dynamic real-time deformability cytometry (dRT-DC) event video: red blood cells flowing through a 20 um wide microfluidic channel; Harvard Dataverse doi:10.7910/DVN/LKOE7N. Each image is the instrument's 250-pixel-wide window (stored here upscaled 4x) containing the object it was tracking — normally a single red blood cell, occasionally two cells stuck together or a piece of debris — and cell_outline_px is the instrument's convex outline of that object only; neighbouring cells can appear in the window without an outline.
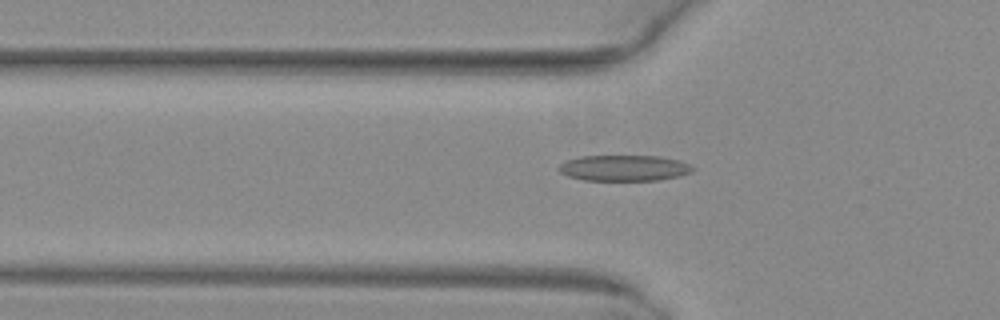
{"species": "common noctule bat (a hibernating species)", "species_latin": "Nyctalus noctula", "temperature_condition": "warm", "stored_images_in_passage": 36, "camera_frame_rate_fps": 3000, "um_per_image_px": 0.085, "animal": {"sex": "female", "body_mass_g": 29.2, "forearm_length_mm": 56.3}, "frame": {"image": 1, "passage_image": 2, "time_ms": 0.333, "image_size_px": [1000, 320], "cell_outline_px": [[692, 172], [680, 176], [656, 180], [584, 180], [568, 176], [560, 172], [556, 168], [564, 160], [580, 156], [660, 156], [680, 160], [688, 164], [692, 168]], "centroid_in_image_um": [53.0, 14.27], "position_along_channel_um": 72.8, "area_um2": 20.23}}
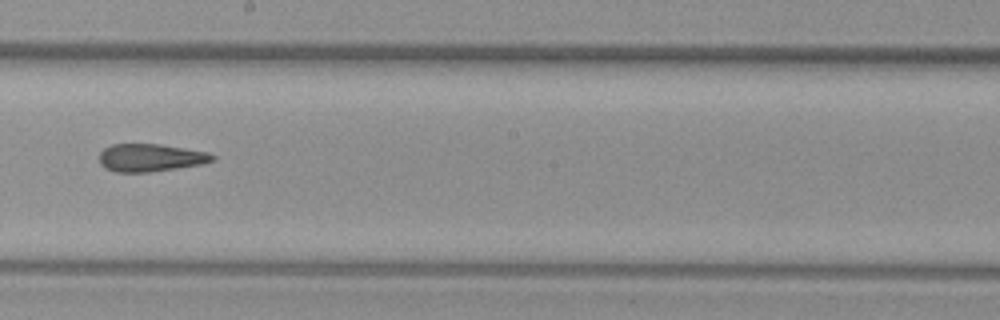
{"frame": {"image": 2, "passage_image": 14, "time_ms": 4.333, "image_size_px": [1000, 320], "cell_outline_px": [[216, 160], [200, 164], [176, 168], [148, 172], [116, 172], [104, 168], [100, 164], [100, 152], [104, 148], [112, 144], [160, 144], [208, 152], [216, 156]], "centroid_in_image_um": [12.78, 13.4], "position_along_channel_um": 235.4, "area_um2": 18.26}}
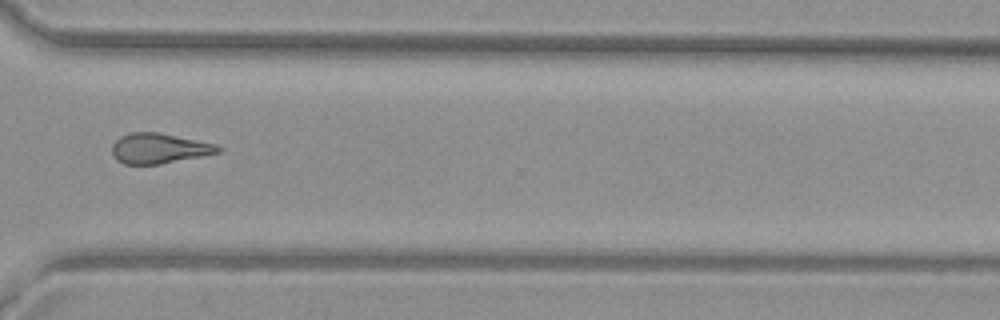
{"frame": {"image": 3, "passage_image": 23, "time_ms": 7.333, "image_size_px": [1000, 320], "cell_outline_px": [[224, 148], [220, 152], [160, 164], [124, 164], [116, 160], [112, 152], [112, 144], [120, 136], [132, 132], [160, 132], [216, 144]], "centroid_in_image_um": [13.51, 12.6], "position_along_channel_um": 357.1, "area_um2": 18.67}, "authors_computed_cell_mechanics": {"area_um2": 18.8428, "velocity_mm_per_s": 4.0571, "shape_relaxation_time_tau1_ms": null, "shape_relaxation_time_tau2_ms": 4.8906, "deformation_change_tau1": null, "deformation_change_tau2": 0.1539}}